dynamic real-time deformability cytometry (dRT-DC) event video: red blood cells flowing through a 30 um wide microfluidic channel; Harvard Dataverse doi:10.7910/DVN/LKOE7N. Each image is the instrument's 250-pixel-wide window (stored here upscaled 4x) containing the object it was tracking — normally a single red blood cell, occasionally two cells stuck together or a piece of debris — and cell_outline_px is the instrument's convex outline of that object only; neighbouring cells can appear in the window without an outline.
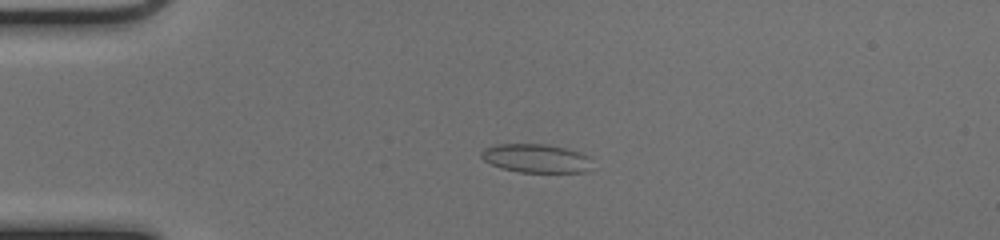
{"species": "common noctule bat (a hibernating species)", "species_latin": "Nyctalus noctula", "temperature_condition": "cold", "stored_images_in_passage": 53, "camera_frame_rate_fps": 3000, "um_per_image_px": 0.085, "animal": {"sex": "female", "body_mass_g": 17.0, "forearm_length_mm": 48.0}, "frame": {"image": 1, "passage_image": 13, "time_ms": 4.0, "image_size_px": [1000, 240], "cell_outline_px": [[592, 168], [584, 172], [520, 172], [500, 168], [484, 160], [480, 156], [480, 152], [484, 148], [496, 144], [544, 144], [564, 148], [580, 152], [588, 156]], "centroid_in_image_um": [45.54, 13.46], "position_along_channel_um": 39.5, "area_um2": 18.5}}
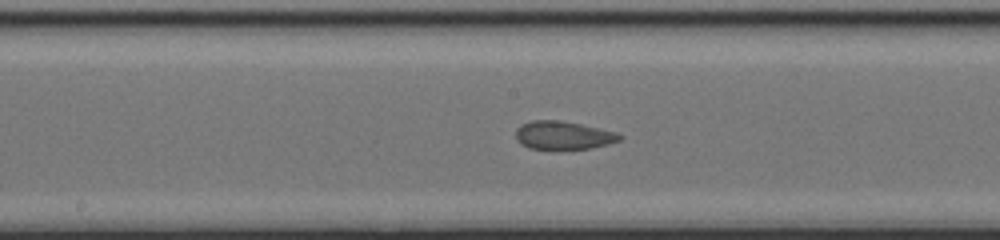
{"frame": {"image": 2, "passage_image": 28, "time_ms": 9.0, "image_size_px": [1000, 240], "cell_outline_px": [[624, 136], [620, 140], [608, 144], [588, 148], [528, 148], [520, 144], [516, 140], [516, 128], [520, 124], [532, 120], [556, 120], [580, 124], [616, 132]], "centroid_in_image_um": [47.84, 11.49], "position_along_channel_um": 200.4, "area_um2": 16.88}}
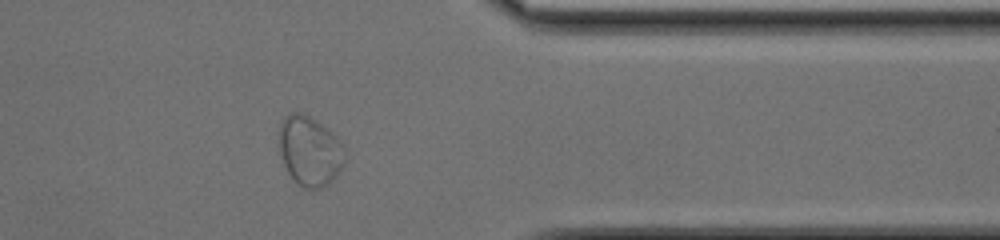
{"frame": {"image": 3, "passage_image": 43, "time_ms": 14.0, "image_size_px": [1000, 240], "cell_outline_px": [[344, 164], [340, 172], [328, 184], [320, 188], [304, 188], [296, 184], [288, 172], [284, 164], [280, 152], [280, 124], [284, 116], [292, 112], [300, 112], [308, 116], [328, 128], [344, 144]], "centroid_in_image_um": [26.35, 12.83], "position_along_channel_um": 385.1, "area_um2": 26.76}}